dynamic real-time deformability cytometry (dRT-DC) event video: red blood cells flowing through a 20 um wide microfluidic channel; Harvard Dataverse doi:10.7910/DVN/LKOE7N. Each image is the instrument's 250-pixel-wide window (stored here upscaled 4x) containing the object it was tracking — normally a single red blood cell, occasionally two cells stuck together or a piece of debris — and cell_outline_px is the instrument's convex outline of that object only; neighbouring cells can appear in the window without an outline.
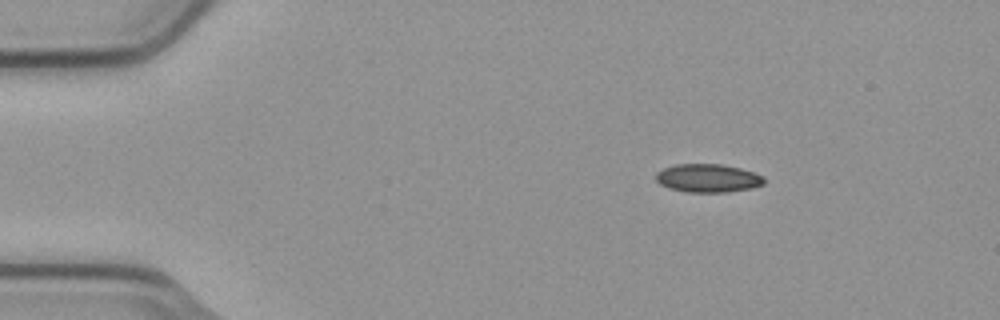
{"species": "common noctule bat (a hibernating species)", "species_latin": "Nyctalus noctula", "temperature_condition": "cold", "stored_images_in_passage": 5, "camera_frame_rate_fps": 3000, "um_per_image_px": 0.085, "animal": {"sex": "male", "body_mass_g": 23.1, "forearm_length_mm": 52.7}, "frame": {"image": 1, "passage_image": 1, "time_ms": 0.0, "image_size_px": [1000, 320], "cell_outline_px": [[764, 184], [752, 188], [728, 192], [688, 192], [668, 188], [660, 184], [656, 180], [656, 172], [664, 168], [676, 164], [720, 164], [740, 168], [764, 176]], "centroid_in_image_um": [60.17, 15.14], "position_along_channel_um": 24.8, "area_um2": 17.86}}
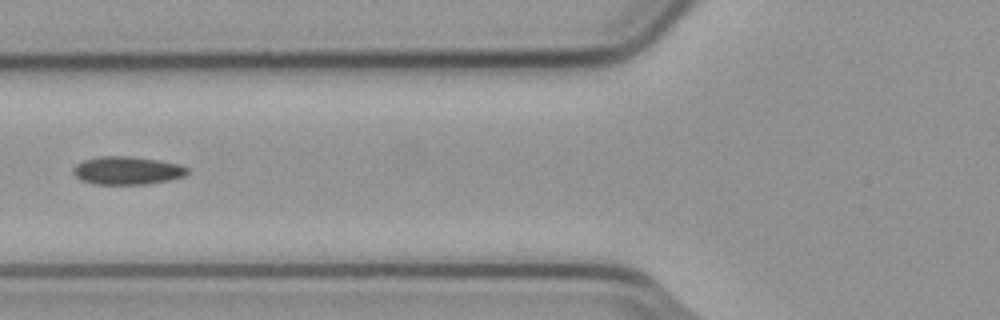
{"frame": {"image": 2, "passage_image": 4, "time_ms": 1.0, "image_size_px": [1000, 320], "cell_outline_px": [[188, 172], [184, 176], [168, 180], [148, 184], [96, 184], [80, 180], [72, 172], [72, 168], [76, 164], [84, 160], [100, 156], [128, 156], [160, 160], [180, 164], [188, 168]], "centroid_in_image_um": [10.8, 14.49], "position_along_channel_um": 115.0, "area_um2": 18.73}}
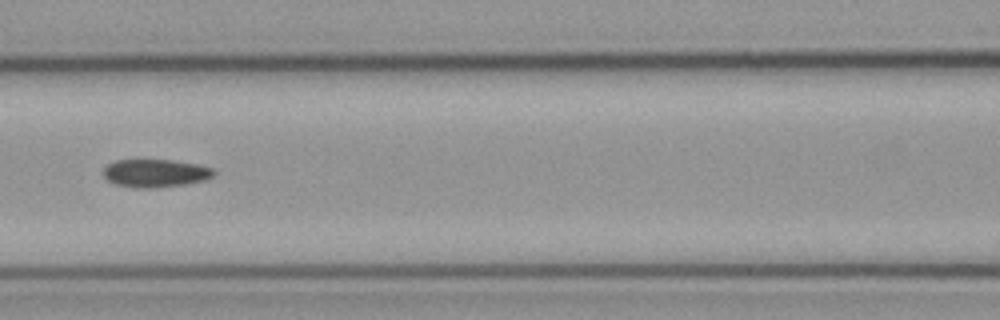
{"frame": {"image": 3, "passage_image": 5, "time_ms": 1.333, "image_size_px": [1000, 320], "cell_outline_px": [[216, 172], [212, 176], [204, 180], [184, 184], [156, 188], [136, 188], [116, 184], [108, 180], [104, 176], [104, 168], [108, 164], [116, 160], [168, 160], [196, 164], [212, 168]], "centroid_in_image_um": [13.19, 14.72], "position_along_channel_um": 153.4, "area_um2": 17.8}}